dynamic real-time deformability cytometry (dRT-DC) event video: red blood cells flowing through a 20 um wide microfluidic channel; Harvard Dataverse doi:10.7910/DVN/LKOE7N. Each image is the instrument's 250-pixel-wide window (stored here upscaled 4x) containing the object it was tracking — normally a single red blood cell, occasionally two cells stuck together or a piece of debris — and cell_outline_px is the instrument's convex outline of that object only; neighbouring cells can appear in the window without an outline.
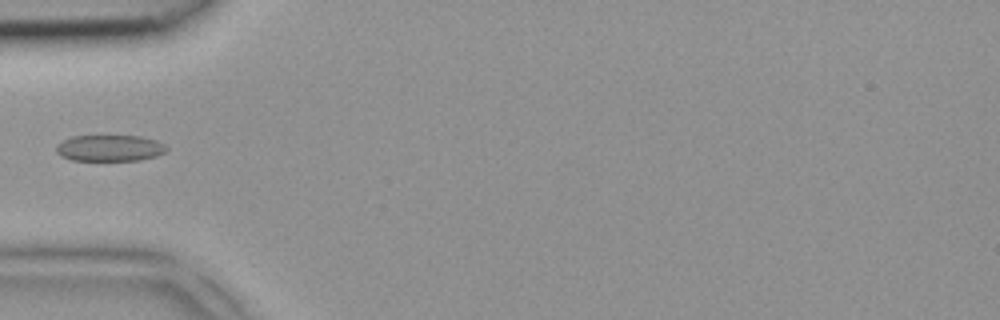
{"species": "common noctule bat (a hibernating species)", "species_latin": "Nyctalus noctula", "temperature_condition": "room temperature", "stored_images_in_passage": 3, "camera_frame_rate_fps": 3000, "um_per_image_px": 0.085, "animal": {"sex": "female", "body_mass_g": 18.4}, "frame": {"image": 1, "passage_image": 2, "time_ms": 0.333, "image_size_px": [1000, 320], "cell_outline_px": [[168, 148], [164, 152], [156, 156], [140, 160], [72, 160], [56, 152], [56, 144], [72, 136], [140, 136], [156, 140], [164, 144]], "centroid_in_image_um": [9.34, 12.58], "position_along_channel_um": 75.7, "area_um2": 16.76}}